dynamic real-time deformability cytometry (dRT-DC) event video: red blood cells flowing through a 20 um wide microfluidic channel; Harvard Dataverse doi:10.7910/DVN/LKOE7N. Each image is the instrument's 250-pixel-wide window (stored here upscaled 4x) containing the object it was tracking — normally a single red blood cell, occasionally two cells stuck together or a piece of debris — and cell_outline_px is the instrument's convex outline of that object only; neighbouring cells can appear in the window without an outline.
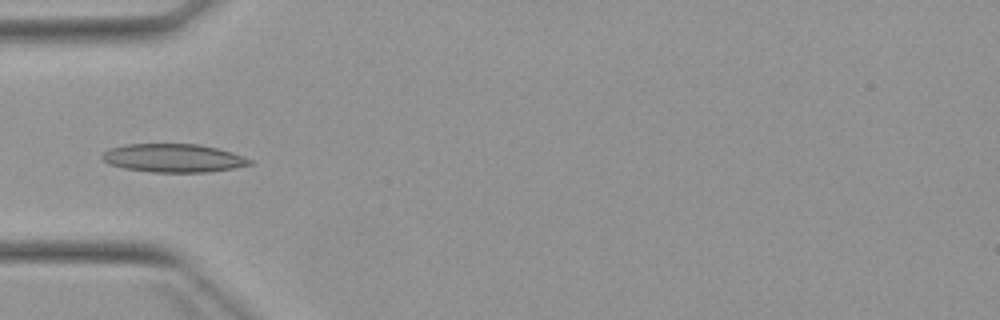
{"species": "Egyptian fruit bat (a non-hibernating species)", "species_latin": "Rousettus aegyptiacus", "temperature_condition": "warm", "stored_images_in_passage": 2, "camera_frame_rate_fps": 3000, "um_per_image_px": 0.085, "animal": {"sex": "female"}, "frame": {"image": 1, "passage_image": 1, "time_ms": 0.0, "image_size_px": [1000, 320], "cell_outline_px": [[252, 164], [232, 168], [208, 172], [152, 172], [124, 168], [108, 164], [100, 156], [104, 152], [112, 148], [124, 144], [200, 144], [232, 152], [252, 160]], "centroid_in_image_um": [14.72, 13.43], "position_along_channel_um": 70.3, "area_um2": 24.28}}
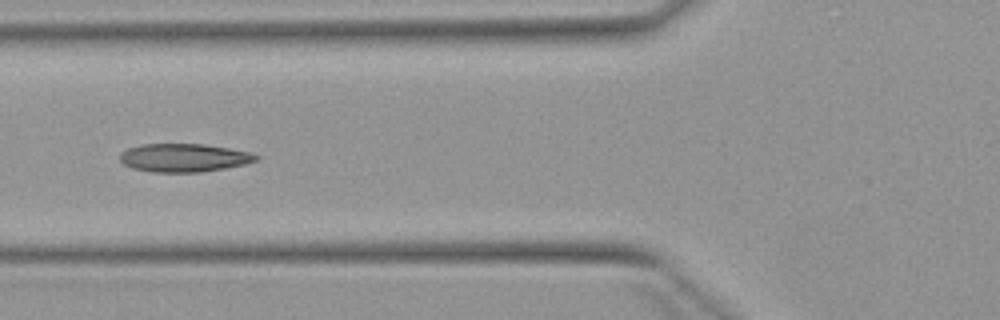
{"frame": {"image": 2, "passage_image": 2, "time_ms": 1.0, "image_size_px": [1000, 320], "cell_outline_px": [[260, 160], [244, 164], [224, 168], [200, 172], [152, 172], [132, 168], [124, 164], [120, 160], [120, 152], [128, 148], [140, 144], [204, 144], [228, 148], [248, 152], [260, 156]], "centroid_in_image_um": [15.62, 13.4], "position_along_channel_um": 110.2, "area_um2": 22.43}}